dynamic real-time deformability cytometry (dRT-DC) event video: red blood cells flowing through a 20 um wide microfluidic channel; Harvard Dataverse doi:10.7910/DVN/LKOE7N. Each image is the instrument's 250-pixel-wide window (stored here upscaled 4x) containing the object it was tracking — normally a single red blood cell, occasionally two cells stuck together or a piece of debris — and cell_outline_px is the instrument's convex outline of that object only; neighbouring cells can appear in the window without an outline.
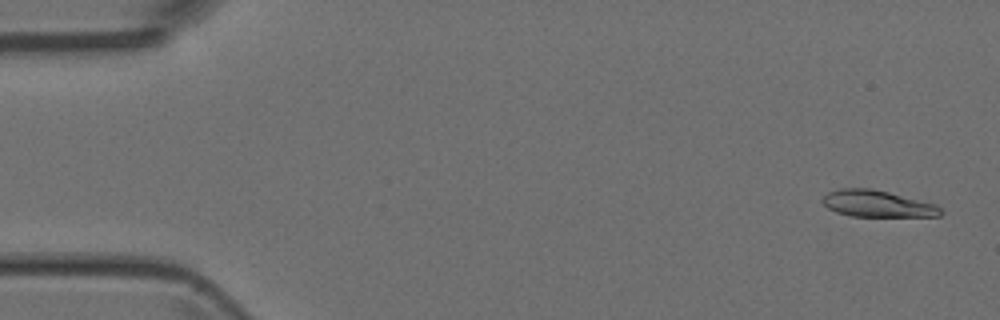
{"species": "Egyptian fruit bat (a non-hibernating species)", "species_latin": "Rousettus aegyptiacus", "temperature_condition": "room temperature", "stored_images_in_passage": 5, "camera_frame_rate_fps": 3000, "um_per_image_px": 0.085, "animal": {"sex": "female"}, "frame": {"image": 1, "passage_image": 1, "time_ms": 0.0, "image_size_px": [1000, 320], "cell_outline_px": [[944, 212], [940, 216], [852, 216], [836, 212], [828, 208], [820, 200], [828, 192], [840, 188], [872, 188], [936, 204]], "centroid_in_image_um": [74.56, 17.31], "position_along_channel_um": 10.4, "area_um2": 18.26}}
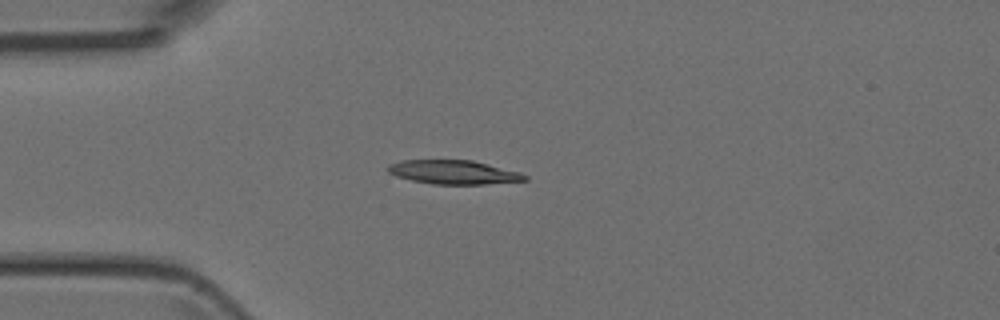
{"frame": {"image": 2, "passage_image": 4, "time_ms": 3.667, "image_size_px": [1000, 320], "cell_outline_px": [[528, 180], [484, 184], [432, 184], [412, 180], [396, 176], [388, 172], [384, 168], [388, 164], [400, 160], [472, 160], [520, 172], [528, 176]], "centroid_in_image_um": [38.51, 14.63], "position_along_channel_um": 46.5, "area_um2": 19.13}}